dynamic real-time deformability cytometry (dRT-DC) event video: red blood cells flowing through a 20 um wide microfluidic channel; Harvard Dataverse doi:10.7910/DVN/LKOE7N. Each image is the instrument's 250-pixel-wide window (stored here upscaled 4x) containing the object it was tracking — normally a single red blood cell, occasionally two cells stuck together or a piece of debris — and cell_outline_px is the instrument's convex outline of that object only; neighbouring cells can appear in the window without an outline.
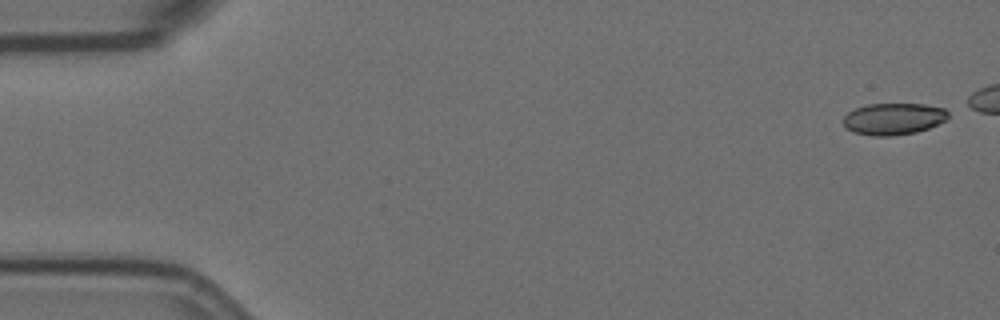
{"species": "Egyptian fruit bat (a non-hibernating species)", "species_latin": "Rousettus aegyptiacus", "temperature_condition": "room temperature", "stored_images_in_passage": 46, "camera_frame_rate_fps": 3000, "um_per_image_px": 0.085, "animal": {"sex": "female"}, "frame": {"image": 1, "passage_image": 1, "time_ms": 0.0, "image_size_px": [1000, 320], "cell_outline_px": [[948, 120], [928, 128], [916, 132], [892, 136], [872, 136], [852, 132], [844, 124], [844, 116], [848, 112], [856, 108], [868, 104], [924, 104], [944, 108], [948, 112]], "centroid_in_image_um": [75.97, 10.1], "position_along_channel_um": 9.0, "area_um2": 19.42}}
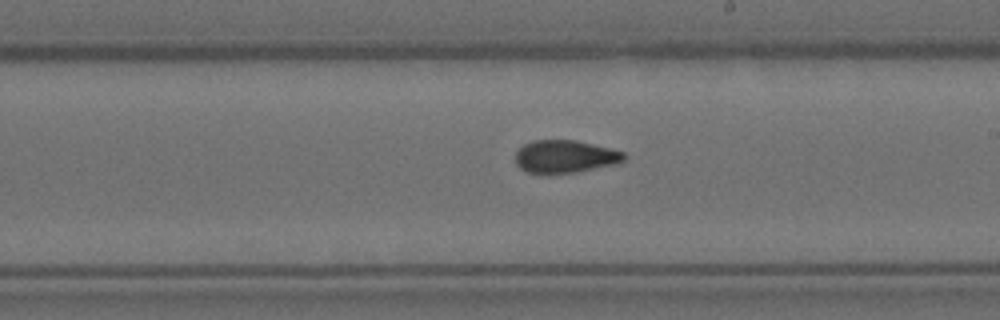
{"frame": {"image": 2, "passage_image": 32, "time_ms": 10.333, "image_size_px": [1000, 320], "cell_outline_px": [[624, 160], [620, 164], [576, 172], [548, 176], [544, 176], [528, 172], [520, 168], [516, 164], [516, 152], [524, 144], [532, 140], [576, 140], [624, 152]], "centroid_in_image_um": [48.0, 13.34], "position_along_channel_um": 241.0, "area_um2": 21.21}}
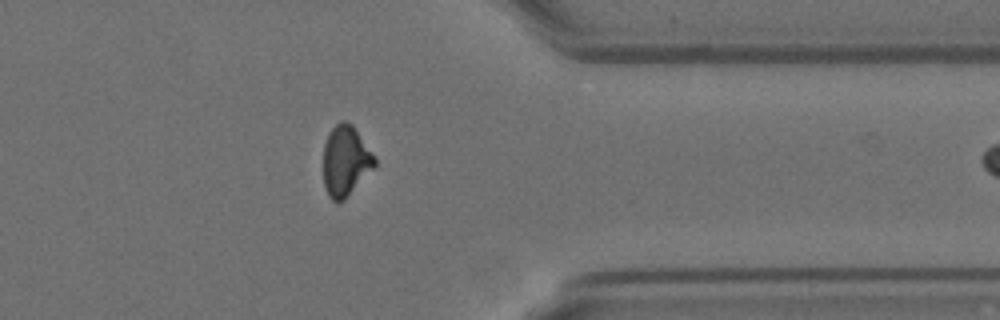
{"frame": {"image": 3, "passage_image": 45, "time_ms": 14.667, "image_size_px": [1000, 320], "cell_outline_px": [[376, 164], [344, 200], [332, 200], [328, 196], [324, 184], [324, 144], [328, 132], [340, 120], [348, 120], [352, 124], [376, 160]], "centroid_in_image_um": [29.34, 13.64], "position_along_channel_um": 382.1, "area_um2": 20.63}}